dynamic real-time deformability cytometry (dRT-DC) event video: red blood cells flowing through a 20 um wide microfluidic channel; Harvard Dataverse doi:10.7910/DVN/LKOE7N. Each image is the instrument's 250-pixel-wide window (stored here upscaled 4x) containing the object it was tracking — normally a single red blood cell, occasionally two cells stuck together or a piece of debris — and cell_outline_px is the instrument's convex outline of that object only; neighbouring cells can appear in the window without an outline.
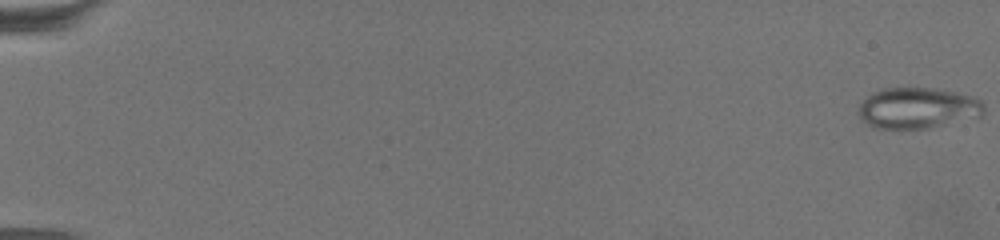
{"species": "common noctule bat (a hibernating species)", "species_latin": "Nyctalus noctula", "temperature_condition": "warm", "stored_images_in_passage": 70, "camera_frame_rate_fps": 3000, "um_per_image_px": 0.085, "animal": {"sex": "female", "body_mass_g": 19.5, "forearm_length_mm": 54.1}, "frame": {"image": 1, "passage_image": 1, "time_ms": 0.0, "image_size_px": [1000, 240], "cell_outline_px": [[984, 112], [980, 116], [928, 128], [880, 128], [868, 124], [860, 116], [860, 104], [872, 92], [884, 88], [932, 88], [956, 92], [972, 96], [980, 100], [984, 104]], "centroid_in_image_um": [78.03, 9.17], "position_along_channel_um": 7.0, "area_um2": 29.48}}
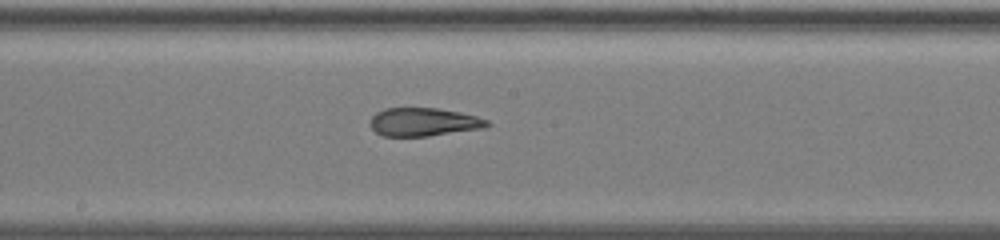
{"frame": {"image": 2, "passage_image": 41, "time_ms": 13.333, "image_size_px": [1000, 240], "cell_outline_px": [[492, 124], [484, 128], [428, 136], [384, 136], [376, 132], [368, 124], [372, 116], [376, 112], [384, 108], [436, 108], [460, 112], [476, 116], [488, 120]], "centroid_in_image_um": [36.0, 10.37], "position_along_channel_um": 212.2, "area_um2": 19.36}}
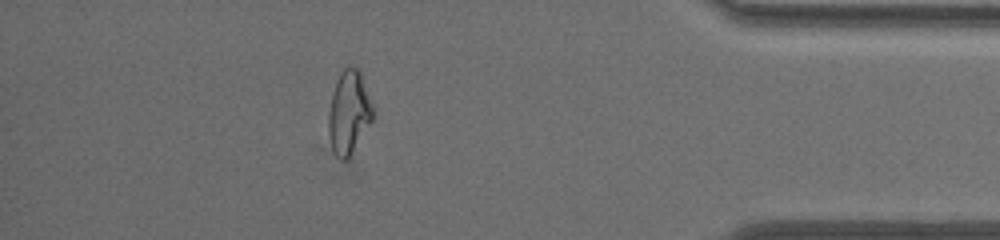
{"frame": {"image": 3, "passage_image": 63, "time_ms": 20.667, "image_size_px": [1000, 240], "cell_outline_px": [[372, 120], [348, 156], [344, 160], [340, 160], [336, 156], [332, 148], [328, 132], [328, 112], [332, 92], [336, 80], [340, 72], [348, 64], [356, 68], [360, 72], [372, 104]], "centroid_in_image_um": [29.61, 9.5], "position_along_channel_um": 405.6, "area_um2": 21.1}, "authors_computed_cell_mechanics": {"area_um2": 22.0796, "velocity_mm_per_s": 3.0928, "shape_relaxation_time_tau1_ms": null, "shape_relaxation_time_tau2_ms": 1.3992, "deformation_change_tau1": null, "deformation_change_tau2": 0.0882}}